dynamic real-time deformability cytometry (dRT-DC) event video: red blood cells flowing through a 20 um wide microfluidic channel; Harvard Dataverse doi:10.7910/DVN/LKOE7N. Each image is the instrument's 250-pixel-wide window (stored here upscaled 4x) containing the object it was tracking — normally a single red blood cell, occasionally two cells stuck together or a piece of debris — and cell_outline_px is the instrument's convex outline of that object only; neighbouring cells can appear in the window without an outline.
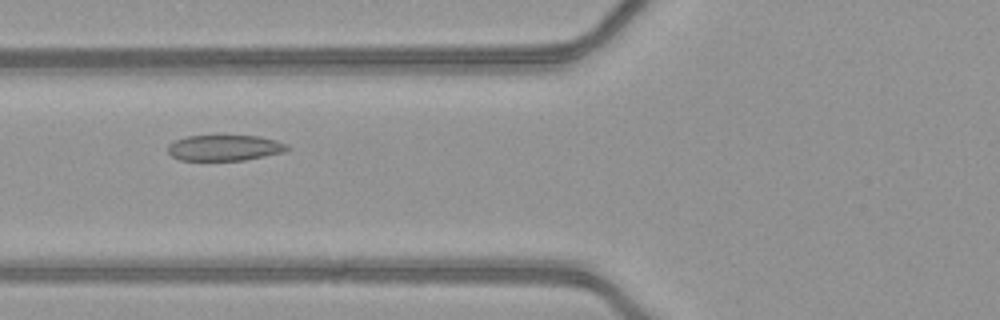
{"species": "common noctule bat (a hibernating species)", "species_latin": "Nyctalus noctula", "temperature_condition": "warm", "stored_images_in_passage": 30, "camera_frame_rate_fps": 3000, "um_per_image_px": 0.085, "animal": {"sex": "female", "body_mass_g": 21.9}, "frame": {"image": 1, "passage_image": 3, "time_ms": 0.667, "image_size_px": [1000, 320], "cell_outline_px": [[288, 148], [284, 152], [244, 160], [180, 160], [172, 156], [168, 152], [168, 144], [176, 140], [188, 136], [260, 136], [276, 140], [288, 144]], "centroid_in_image_um": [19.09, 12.56], "position_along_channel_um": 106.7, "area_um2": 17.8}}
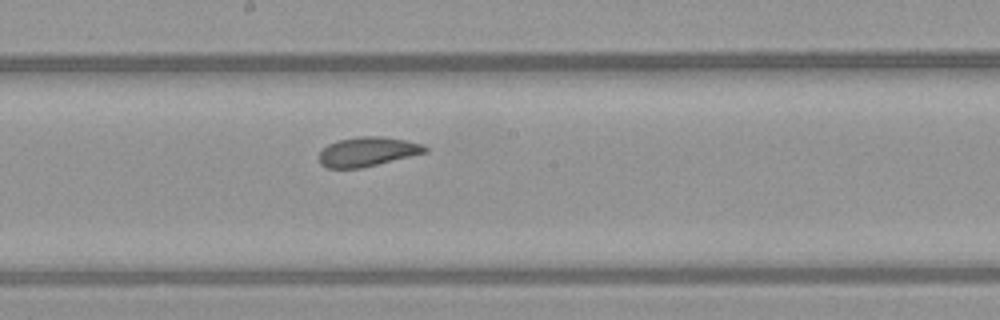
{"frame": {"image": 2, "passage_image": 11, "time_ms": 3.333, "image_size_px": [1000, 320], "cell_outline_px": [[428, 152], [360, 168], [328, 168], [320, 164], [320, 152], [328, 144], [336, 140], [360, 136], [384, 136], [424, 144], [428, 148]], "centroid_in_image_um": [31.25, 12.88], "position_along_channel_um": 216.9, "area_um2": 18.09}}
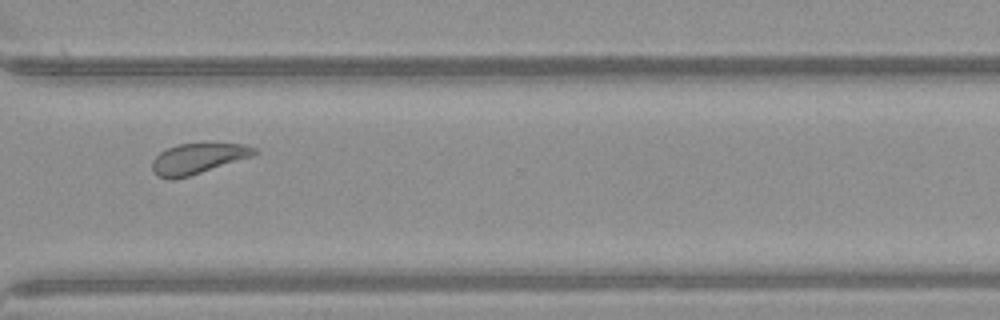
{"frame": {"image": 3, "passage_image": 21, "time_ms": 6.667, "image_size_px": [1000, 320], "cell_outline_px": [[260, 152], [252, 156], [188, 176], [156, 176], [152, 172], [152, 160], [160, 152], [168, 148], [180, 144], [244, 144], [256, 148]], "centroid_in_image_um": [16.85, 13.45], "position_along_channel_um": 353.8, "area_um2": 17.46}}